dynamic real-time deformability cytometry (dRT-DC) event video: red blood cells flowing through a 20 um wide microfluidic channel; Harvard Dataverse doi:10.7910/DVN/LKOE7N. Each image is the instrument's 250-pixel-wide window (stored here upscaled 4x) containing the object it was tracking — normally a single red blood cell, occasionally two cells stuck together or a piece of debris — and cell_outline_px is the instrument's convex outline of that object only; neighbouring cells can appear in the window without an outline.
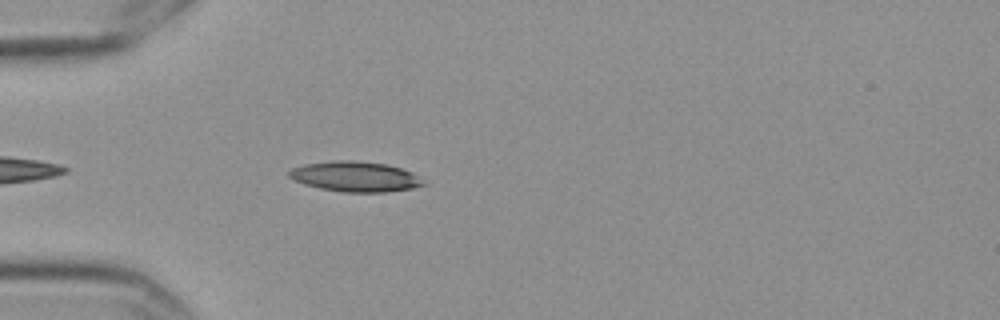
{"species": "Egyptian fruit bat (a non-hibernating species)", "species_latin": "Rousettus aegyptiacus", "temperature_condition": "cold", "stored_images_in_passage": 5, "camera_frame_rate_fps": 3000, "um_per_image_px": 0.085, "frame": {"image": 1, "passage_image": 5, "time_ms": 1.333, "image_size_px": [1000, 320], "cell_outline_px": [[428, 184], [412, 188], [384, 192], [344, 192], [320, 188], [304, 184], [292, 180], [288, 176], [288, 172], [292, 168], [304, 164], [332, 160], [352, 160], [384, 164], [400, 168], [412, 172]], "centroid_in_image_um": [30.17, 15.01], "position_along_channel_um": 54.8, "area_um2": 23.64}}